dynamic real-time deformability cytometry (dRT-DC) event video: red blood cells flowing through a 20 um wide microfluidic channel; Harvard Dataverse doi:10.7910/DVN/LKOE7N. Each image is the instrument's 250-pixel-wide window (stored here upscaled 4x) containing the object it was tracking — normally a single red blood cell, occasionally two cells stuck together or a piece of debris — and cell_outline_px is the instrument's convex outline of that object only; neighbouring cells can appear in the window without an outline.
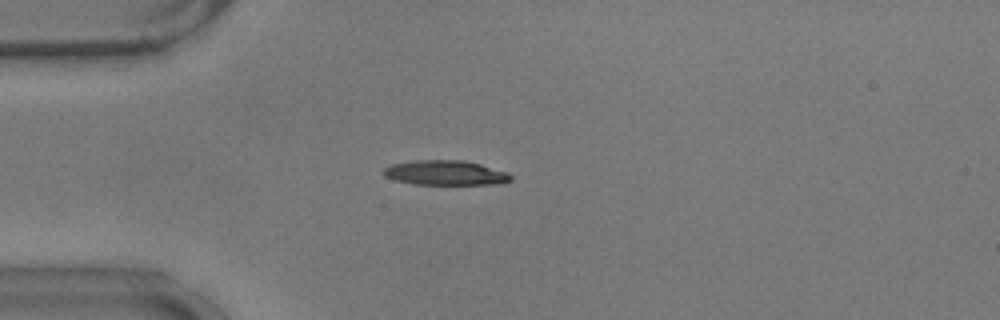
{"species": "common noctule bat (a hibernating species)", "species_latin": "Nyctalus noctula", "temperature_condition": "warm", "stored_images_in_passage": 44, "camera_frame_rate_fps": 3000, "um_per_image_px": 0.085, "animal": {"sex": "male", "body_mass_g": 17.9}, "frame": {"image": 1, "passage_image": 10, "time_ms": 3.0, "image_size_px": [1000, 320], "cell_outline_px": [[512, 180], [496, 184], [416, 184], [396, 180], [384, 176], [380, 172], [384, 168], [392, 164], [416, 160], [464, 160], [480, 164], [508, 172], [512, 176]], "centroid_in_image_um": [37.85, 14.68], "position_along_channel_um": 47.1, "area_um2": 18.32}}
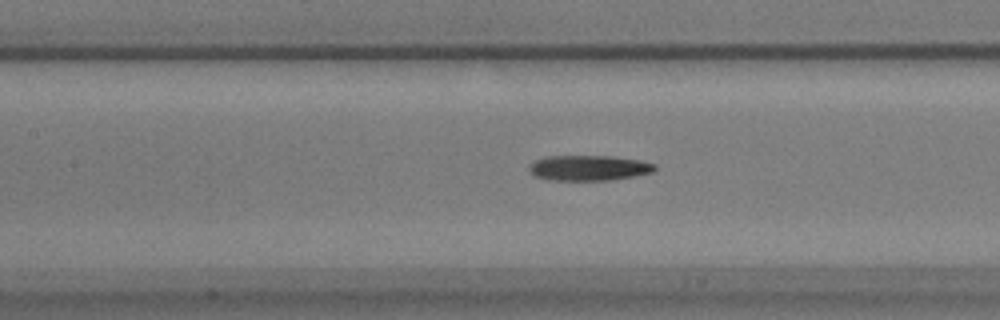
{"frame": {"image": 2, "passage_image": 20, "time_ms": 6.333, "image_size_px": [1000, 320], "cell_outline_px": [[656, 168], [652, 172], [632, 176], [608, 180], [548, 180], [536, 176], [528, 168], [528, 164], [544, 156], [608, 156], [640, 160], [656, 164]], "centroid_in_image_um": [50.02, 14.26], "position_along_channel_um": 157.4, "area_um2": 18.44}}
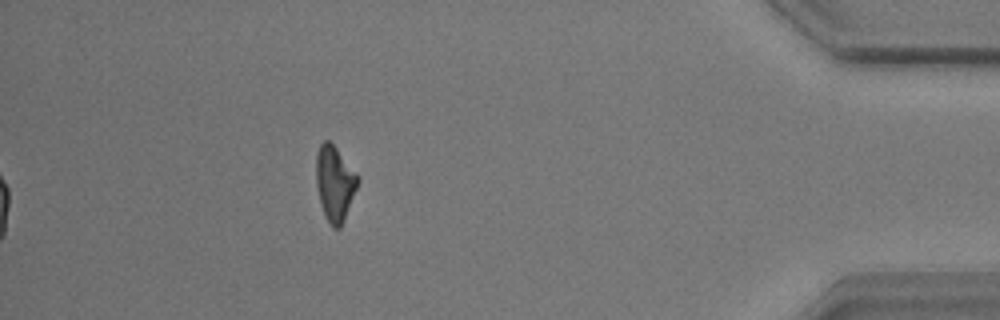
{"frame": {"image": 3, "passage_image": 44, "time_ms": 14.333, "image_size_px": [1000, 320], "cell_outline_px": [[360, 180], [344, 220], [340, 228], [332, 228], [324, 216], [320, 204], [316, 184], [316, 152], [320, 144], [324, 140], [328, 140], [336, 148], [360, 176]], "centroid_in_image_um": [28.45, 15.59], "position_along_channel_um": 406.8, "area_um2": 18.44}}